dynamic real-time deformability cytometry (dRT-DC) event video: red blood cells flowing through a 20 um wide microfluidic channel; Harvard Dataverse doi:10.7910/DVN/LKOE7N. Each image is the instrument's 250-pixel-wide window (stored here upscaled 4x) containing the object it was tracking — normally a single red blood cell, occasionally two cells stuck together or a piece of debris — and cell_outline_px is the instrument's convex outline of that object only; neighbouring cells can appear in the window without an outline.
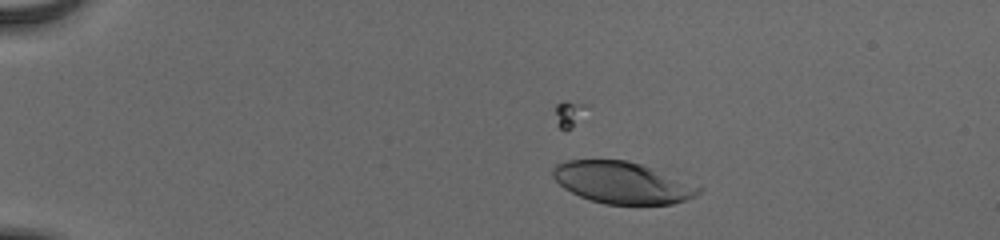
{"species": "human", "species_latin": "Homo sapiens", "temperature_condition": "cold", "stored_images_in_passage": 51, "camera_frame_rate_fps": 3000, "um_per_image_px": 0.085, "donor": {"sex": "male"}, "frame": {"image": 1, "passage_image": 8, "time_ms": 2.333, "image_size_px": [1000, 240], "cell_outline_px": [[704, 188], [696, 196], [672, 204], [604, 204], [588, 200], [564, 188], [552, 176], [552, 172], [556, 164], [568, 160], [628, 160], [652, 168]], "centroid_in_image_um": [52.88, 15.53], "position_along_channel_um": 32.1, "area_um2": 35.2}}
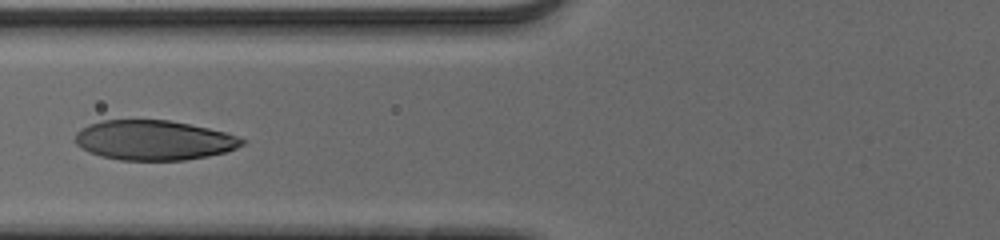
{"frame": {"image": 2, "passage_image": 21, "time_ms": 6.667, "image_size_px": [1000, 240], "cell_outline_px": [[248, 140], [244, 144], [236, 148], [224, 152], [208, 156], [184, 160], [120, 160], [100, 156], [88, 152], [76, 144], [72, 140], [76, 132], [80, 128], [88, 124], [104, 120], [168, 120], [208, 128], [224, 132]], "centroid_in_image_um": [13.03, 11.92], "position_along_channel_um": 112.8, "area_um2": 38.84}}
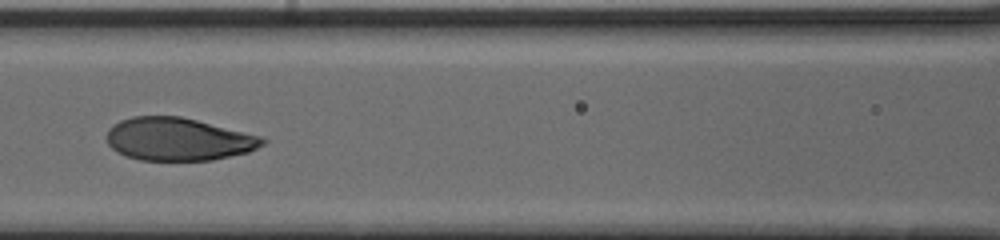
{"frame": {"image": 3, "passage_image": 24, "time_ms": 7.667, "image_size_px": [1000, 240], "cell_outline_px": [[268, 140], [264, 144], [248, 152], [212, 160], [140, 160], [124, 156], [116, 152], [108, 144], [104, 136], [108, 128], [112, 124], [120, 120], [132, 116], [180, 116], [260, 136]], "centroid_in_image_um": [15.08, 11.83], "position_along_channel_um": 151.5, "area_um2": 39.02}}